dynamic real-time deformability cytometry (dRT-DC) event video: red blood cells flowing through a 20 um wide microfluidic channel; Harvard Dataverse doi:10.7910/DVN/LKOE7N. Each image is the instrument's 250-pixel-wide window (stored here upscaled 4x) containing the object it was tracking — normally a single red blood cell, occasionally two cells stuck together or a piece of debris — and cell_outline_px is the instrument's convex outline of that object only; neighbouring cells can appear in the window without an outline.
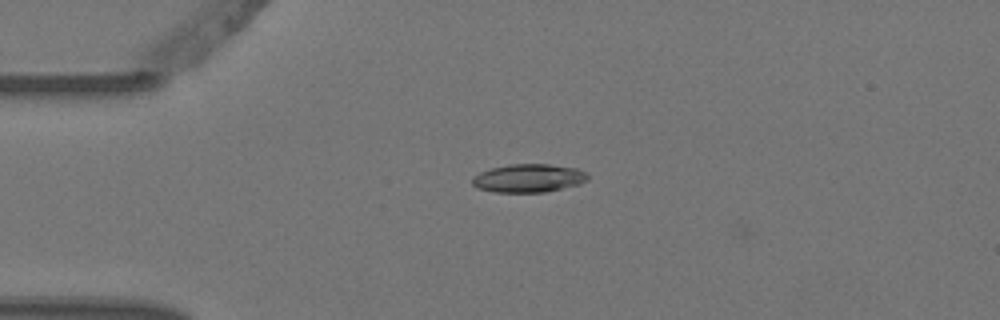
{"species": "Egyptian fruit bat (a non-hibernating species)", "species_latin": "Rousettus aegyptiacus", "temperature_condition": "warm", "stored_images_in_passage": 5, "camera_frame_rate_fps": 3000, "um_per_image_px": 0.085, "animal": {"sex": "female"}, "frame": {"image": 1, "passage_image": 4, "time_ms": 1.0, "image_size_px": [1000, 320], "cell_outline_px": [[588, 180], [580, 184], [544, 192], [496, 192], [476, 188], [472, 184], [472, 176], [480, 172], [492, 168], [508, 164], [548, 164], [576, 168], [584, 172], [588, 176]], "centroid_in_image_um": [44.9, 15.14], "position_along_channel_um": 40.1, "area_um2": 19.02}}